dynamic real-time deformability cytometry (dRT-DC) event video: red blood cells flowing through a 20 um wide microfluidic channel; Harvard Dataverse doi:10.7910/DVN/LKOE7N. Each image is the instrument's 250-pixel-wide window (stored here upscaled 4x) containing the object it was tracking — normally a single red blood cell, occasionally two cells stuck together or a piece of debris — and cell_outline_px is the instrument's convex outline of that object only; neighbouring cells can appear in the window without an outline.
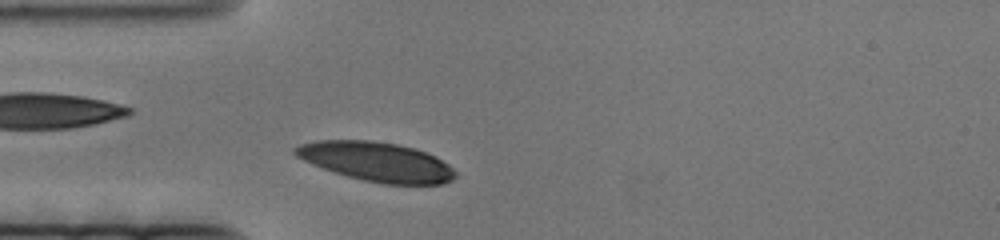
{"species": "human", "species_latin": "Homo sapiens", "temperature_condition": "cold", "stored_images_in_passage": 59, "camera_frame_rate_fps": 3000, "um_per_image_px": 0.085, "donor": {"sex": "female"}, "frame": {"image": 1, "passage_image": 5, "time_ms": 1.333, "image_size_px": [1000, 240], "cell_outline_px": [[456, 176], [452, 180], [444, 184], [384, 184], [364, 180], [348, 176], [324, 168], [304, 160], [296, 156], [292, 152], [292, 148], [300, 144], [316, 140], [372, 140], [396, 144], [412, 148], [436, 156], [448, 164], [456, 172]], "centroid_in_image_um": [32.01, 13.74], "position_along_channel_um": 53.0, "area_um2": 36.47}}
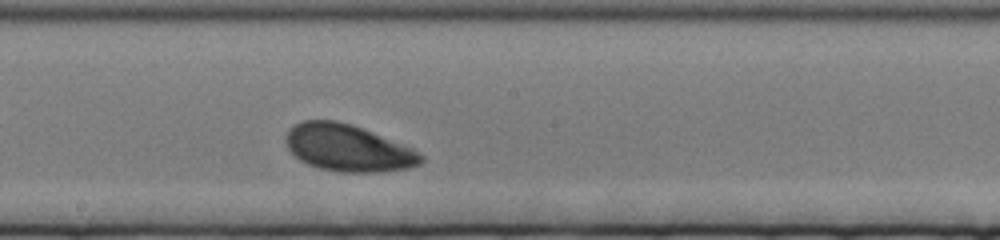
{"frame": {"image": 2, "passage_image": 26, "time_ms": 8.333, "image_size_px": [1000, 240], "cell_outline_px": [[424, 160], [420, 164], [408, 168], [376, 172], [340, 172], [320, 168], [308, 164], [300, 160], [288, 148], [284, 140], [288, 128], [304, 120], [336, 120], [352, 124], [412, 148], [424, 156]], "centroid_in_image_um": [29.56, 12.57], "position_along_channel_um": 218.6, "area_um2": 36.76}}
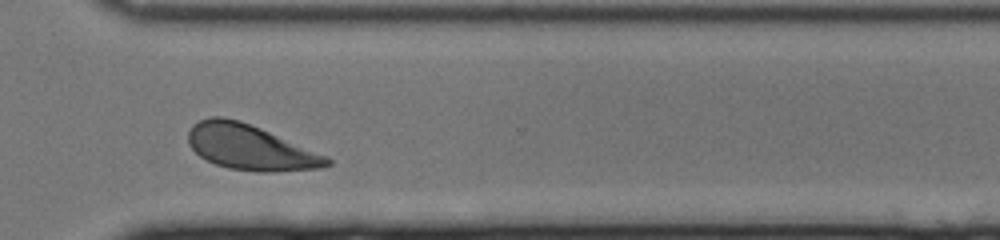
{"frame": {"image": 3, "passage_image": 42, "time_ms": 13.667, "image_size_px": [1000, 240], "cell_outline_px": [[332, 164], [320, 168], [272, 172], [260, 172], [228, 168], [216, 164], [200, 156], [188, 144], [188, 132], [192, 124], [200, 120], [212, 116], [220, 116], [240, 120], [260, 128], [328, 156], [332, 160]], "centroid_in_image_um": [21.26, 12.52], "position_along_channel_um": 349.3, "area_um2": 36.47}}